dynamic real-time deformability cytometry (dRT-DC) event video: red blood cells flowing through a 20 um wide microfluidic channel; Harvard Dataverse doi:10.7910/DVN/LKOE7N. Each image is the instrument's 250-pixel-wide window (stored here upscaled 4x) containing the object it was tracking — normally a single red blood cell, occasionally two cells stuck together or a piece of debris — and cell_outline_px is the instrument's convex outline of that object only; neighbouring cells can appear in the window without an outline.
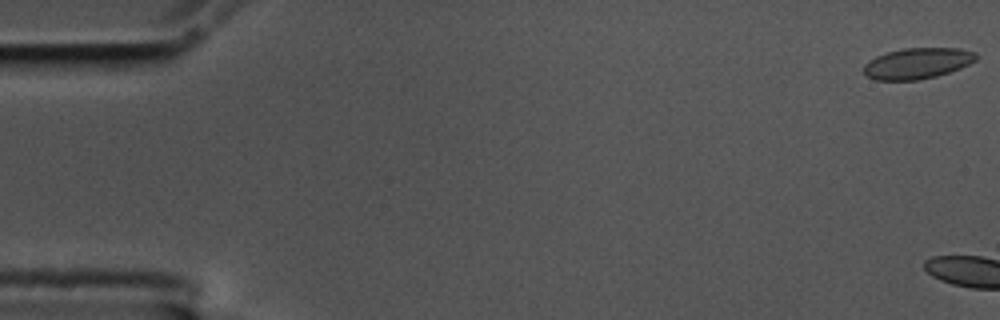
{"species": "common noctule bat (a hibernating species)", "species_latin": "Nyctalus noctula", "temperature_condition": "cold", "stored_images_in_passage": 4, "camera_frame_rate_fps": 3000, "um_per_image_px": 0.085, "animal": {"sex": "male", "body_mass_g": 17.5, "forearm_length_mm": 52.3}, "frame": {"image": 1, "passage_image": 1, "time_ms": 0.0, "image_size_px": [1000, 320], "cell_outline_px": [[976, 60], [960, 68], [936, 76], [916, 80], [876, 80], [868, 76], [864, 72], [864, 64], [868, 60], [876, 56], [888, 52], [904, 48], [960, 48], [976, 52]], "centroid_in_image_um": [77.97, 5.37], "position_along_channel_um": 7.0, "area_um2": 20.11}}